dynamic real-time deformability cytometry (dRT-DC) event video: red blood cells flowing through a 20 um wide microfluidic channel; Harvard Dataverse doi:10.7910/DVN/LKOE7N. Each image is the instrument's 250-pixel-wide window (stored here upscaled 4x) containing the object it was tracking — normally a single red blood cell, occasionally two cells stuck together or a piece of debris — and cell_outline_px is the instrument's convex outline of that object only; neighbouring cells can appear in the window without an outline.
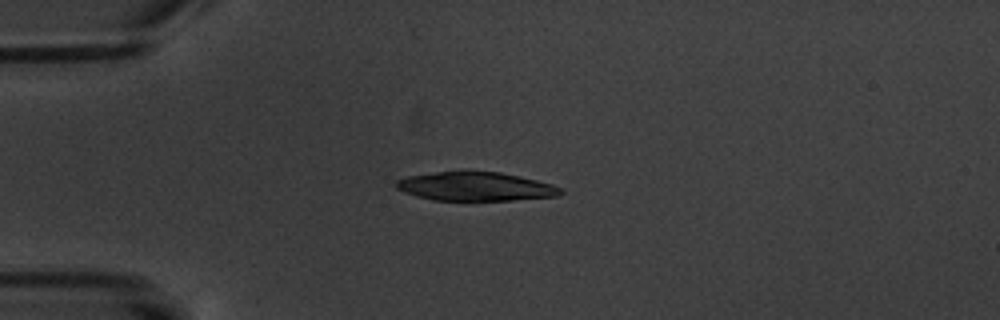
{"species": "common noctule bat (a hibernating species)", "species_latin": "Nyctalus noctula", "temperature_condition": "warm", "stored_images_in_passage": 7, "camera_frame_rate_fps": 3000, "um_per_image_px": 0.085, "animal": {"sex": "male", "body_mass_g": 20.1, "forearm_length_mm": 53.5}, "frame": {"image": 1, "passage_image": 4, "time_ms": 3.667, "image_size_px": [1000, 320], "cell_outline_px": [[564, 192], [560, 196], [512, 200], [432, 200], [416, 196], [404, 192], [396, 188], [396, 180], [408, 176], [436, 172], [500, 172], [520, 176], [552, 184], [560, 188]], "centroid_in_image_um": [40.43, 15.86], "position_along_channel_um": 44.6, "area_um2": 27.4}}